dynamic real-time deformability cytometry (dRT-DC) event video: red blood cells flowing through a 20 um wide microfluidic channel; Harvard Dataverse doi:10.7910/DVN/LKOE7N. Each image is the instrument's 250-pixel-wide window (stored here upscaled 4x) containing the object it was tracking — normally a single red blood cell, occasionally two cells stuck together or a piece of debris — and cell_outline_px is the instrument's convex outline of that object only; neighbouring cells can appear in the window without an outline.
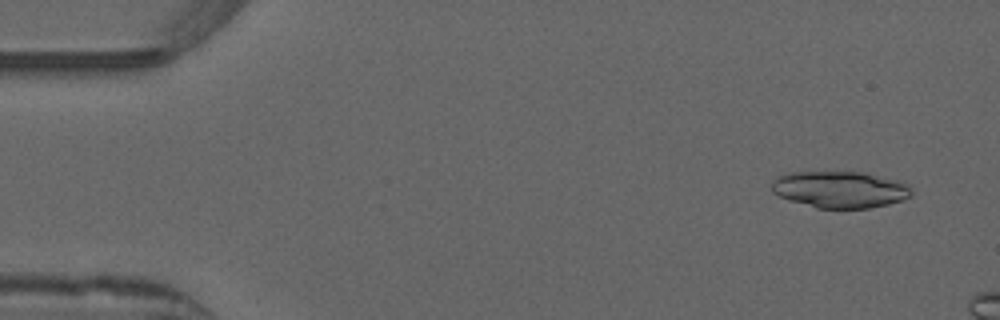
{"species": "common noctule bat (a hibernating species)", "species_latin": "Nyctalus noctula", "temperature_condition": "warm", "stored_images_in_passage": 9, "camera_frame_rate_fps": 3000, "um_per_image_px": 0.085, "animal": {"sex": "male", "forearm_length_mm": 52.5}, "frame": {"image": 1, "passage_image": 3, "time_ms": 0.667, "image_size_px": [1000, 320], "cell_outline_px": [[912, 192], [904, 200], [888, 204], [868, 208], [816, 208], [788, 200], [772, 192], [772, 180], [780, 176], [792, 172], [864, 172], [900, 180], [908, 184], [912, 188]], "centroid_in_image_um": [71.43, 16.1], "position_along_channel_um": 13.6, "area_um2": 30.0}}